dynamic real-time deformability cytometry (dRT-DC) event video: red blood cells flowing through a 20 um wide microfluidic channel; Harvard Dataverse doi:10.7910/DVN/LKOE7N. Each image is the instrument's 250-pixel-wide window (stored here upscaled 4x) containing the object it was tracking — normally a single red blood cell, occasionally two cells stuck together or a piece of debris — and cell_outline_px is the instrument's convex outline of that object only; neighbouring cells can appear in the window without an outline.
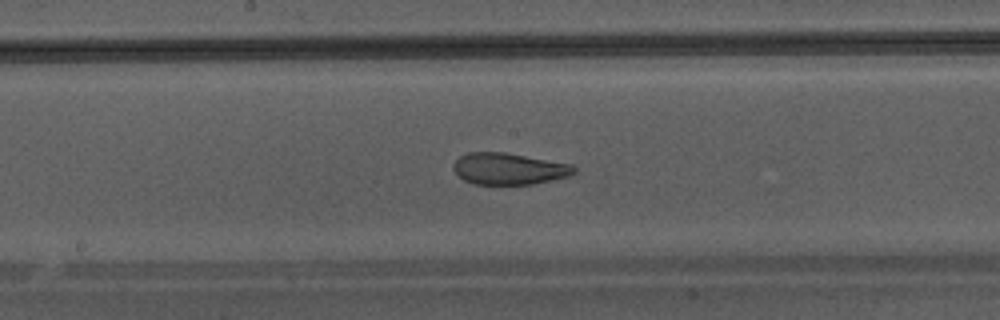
{"species": "Egyptian fruit bat (a non-hibernating species)", "species_latin": "Rousettus aegyptiacus", "temperature_condition": "warm", "stored_images_in_passage": 38, "camera_frame_rate_fps": 3000, "um_per_image_px": 0.085, "animal": {"sex": "male"}, "frame": {"image": 1, "passage_image": 17, "time_ms": 5.333, "image_size_px": [1000, 320], "cell_outline_px": [[576, 172], [568, 176], [532, 184], [476, 184], [464, 180], [452, 168], [452, 164], [460, 156], [468, 152], [504, 152], [572, 164], [576, 168]], "centroid_in_image_um": [43.25, 14.34], "position_along_channel_um": 205.0, "area_um2": 22.08}}